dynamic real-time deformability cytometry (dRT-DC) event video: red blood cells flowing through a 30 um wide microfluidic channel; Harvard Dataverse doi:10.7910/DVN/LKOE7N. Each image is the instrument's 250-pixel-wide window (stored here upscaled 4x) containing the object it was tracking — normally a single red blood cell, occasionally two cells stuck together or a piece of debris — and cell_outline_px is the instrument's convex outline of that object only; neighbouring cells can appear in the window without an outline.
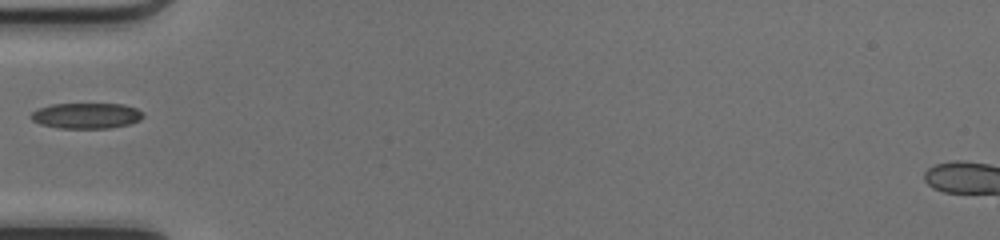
{"species": "common noctule bat (a hibernating species)", "species_latin": "Nyctalus noctula", "temperature_condition": "cold", "stored_images_in_passage": 13, "camera_frame_rate_fps": 3000, "um_per_image_px": 0.085, "animal": {"sex": "female", "body_mass_g": 17.0, "forearm_length_mm": 48.0}, "frame": {"image": 1, "passage_image": 1, "time_ms": 0.0, "image_size_px": [1000, 240], "cell_outline_px": [[144, 116], [140, 120], [128, 124], [108, 128], [60, 128], [40, 124], [32, 120], [32, 112], [40, 108], [52, 104], [124, 104], [136, 108], [144, 112]], "centroid_in_image_um": [7.38, 9.83], "position_along_channel_um": 77.6, "area_um2": 16.65}}
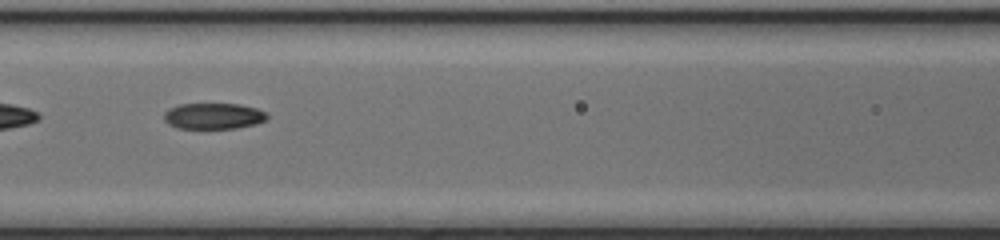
{"frame": {"image": 2, "passage_image": 6, "time_ms": 1.667, "image_size_px": [1000, 240], "cell_outline_px": [[268, 116], [264, 120], [256, 124], [236, 128], [176, 128], [168, 124], [164, 120], [164, 112], [168, 108], [180, 104], [240, 104], [256, 108], [264, 112]], "centroid_in_image_um": [18.1, 9.86], "position_along_channel_um": 148.5, "area_um2": 15.61}}